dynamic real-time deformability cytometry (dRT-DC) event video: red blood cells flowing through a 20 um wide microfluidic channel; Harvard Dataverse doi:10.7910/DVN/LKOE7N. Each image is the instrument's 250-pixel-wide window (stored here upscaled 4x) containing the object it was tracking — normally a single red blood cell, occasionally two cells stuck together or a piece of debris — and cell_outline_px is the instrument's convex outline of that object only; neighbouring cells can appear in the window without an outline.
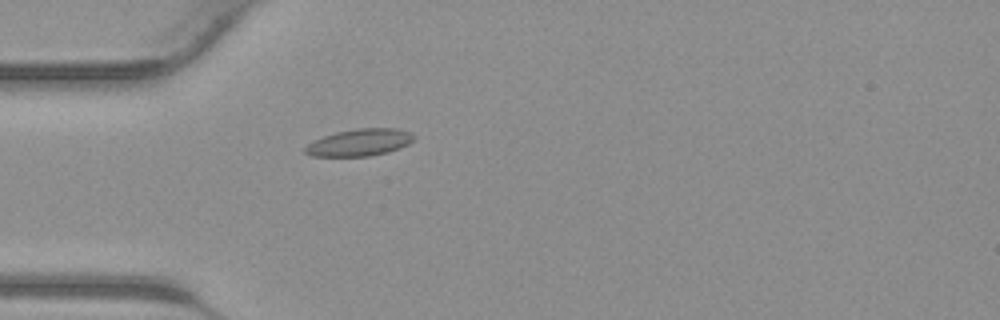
{"species": "common noctule bat (a hibernating species)", "species_latin": "Nyctalus noctula", "temperature_condition": "warm", "stored_images_in_passage": 43, "camera_frame_rate_fps": 3000, "um_per_image_px": 0.085, "animal": {"sex": "male", "body_mass_g": 23.1, "forearm_length_mm": 52.7}, "frame": {"image": 1, "passage_image": 13, "time_ms": 4.0, "image_size_px": [1000, 320], "cell_outline_px": [[416, 136], [408, 144], [400, 148], [388, 152], [368, 156], [312, 156], [304, 152], [304, 148], [308, 144], [324, 136], [336, 132], [356, 128], [396, 128], [412, 132]], "centroid_in_image_um": [30.6, 12.1], "position_along_channel_um": 54.4, "area_um2": 17.11}}
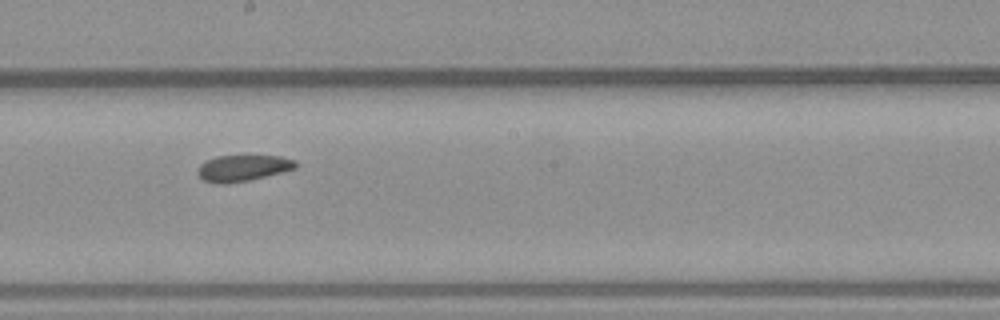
{"frame": {"image": 2, "passage_image": 24, "time_ms": 7.667, "image_size_px": [1000, 320], "cell_outline_px": [[300, 164], [296, 168], [248, 180], [228, 184], [220, 184], [204, 180], [196, 172], [200, 164], [216, 156], [280, 156], [296, 160]], "centroid_in_image_um": [20.66, 14.28], "position_along_channel_um": 227.5, "area_um2": 14.85}}
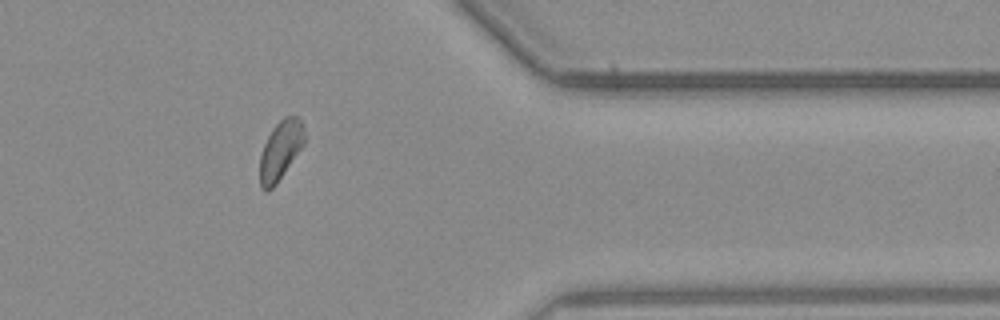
{"frame": {"image": 3, "passage_image": 35, "time_ms": 11.333, "image_size_px": [1000, 320], "cell_outline_px": [[304, 144], [276, 184], [268, 192], [264, 192], [260, 188], [260, 156], [264, 144], [272, 128], [284, 116], [296, 116], [300, 120], [304, 132]], "centroid_in_image_um": [23.81, 12.8], "position_along_channel_um": 387.6, "area_um2": 15.2}}